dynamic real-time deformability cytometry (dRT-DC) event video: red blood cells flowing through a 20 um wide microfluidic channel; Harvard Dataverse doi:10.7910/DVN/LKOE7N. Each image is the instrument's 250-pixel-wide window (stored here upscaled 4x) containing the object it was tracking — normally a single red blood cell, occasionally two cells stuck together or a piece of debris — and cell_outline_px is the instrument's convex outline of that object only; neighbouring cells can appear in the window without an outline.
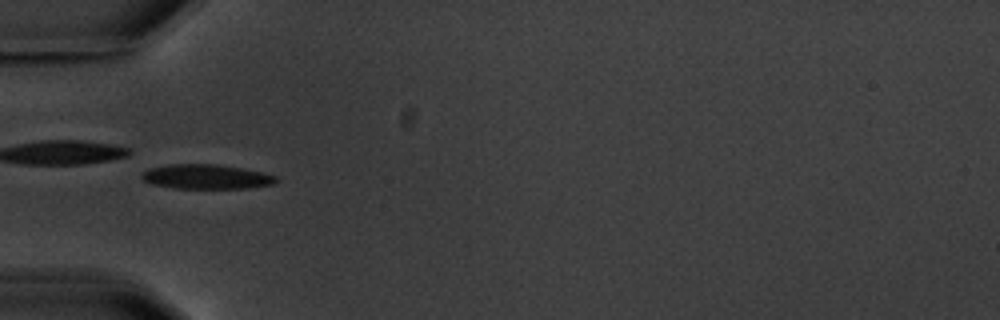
{"species": "common noctule bat (a hibernating species)", "species_latin": "Nyctalus noctula", "temperature_condition": "warm", "stored_images_in_passage": 9, "camera_frame_rate_fps": 3000, "um_per_image_px": 0.085, "animal": {"sex": "male", "body_mass_g": 20.1, "forearm_length_mm": 53.5}, "frame": {"image": 1, "passage_image": 6, "time_ms": 6.667, "image_size_px": [1000, 320], "cell_outline_px": [[280, 180], [276, 184], [248, 188], [176, 188], [152, 184], [144, 180], [140, 176], [148, 168], [168, 164], [216, 164], [240, 168], [260, 172], [276, 176]], "centroid_in_image_um": [17.55, 15.02], "position_along_channel_um": 67.5, "area_um2": 19.19}}
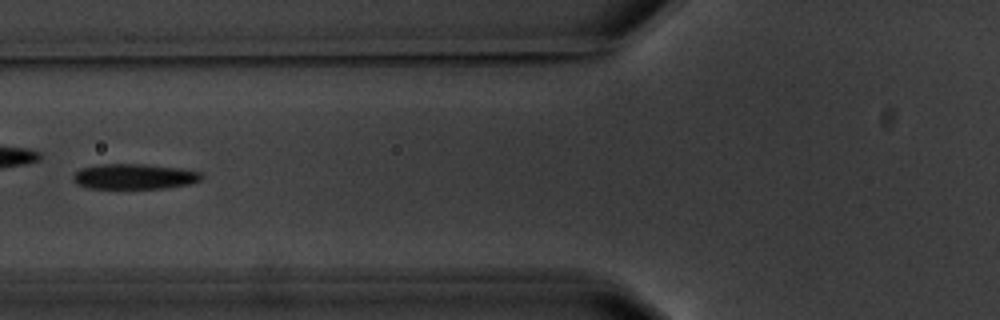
{"frame": {"image": 2, "passage_image": 7, "time_ms": 8.0, "image_size_px": [1000, 320], "cell_outline_px": [[204, 176], [200, 180], [188, 184], [164, 188], [88, 188], [76, 184], [72, 180], [72, 176], [80, 168], [100, 164], [144, 164], [180, 168], [200, 172]], "centroid_in_image_um": [11.38, 15.0], "position_along_channel_um": 114.4, "area_um2": 18.96}}